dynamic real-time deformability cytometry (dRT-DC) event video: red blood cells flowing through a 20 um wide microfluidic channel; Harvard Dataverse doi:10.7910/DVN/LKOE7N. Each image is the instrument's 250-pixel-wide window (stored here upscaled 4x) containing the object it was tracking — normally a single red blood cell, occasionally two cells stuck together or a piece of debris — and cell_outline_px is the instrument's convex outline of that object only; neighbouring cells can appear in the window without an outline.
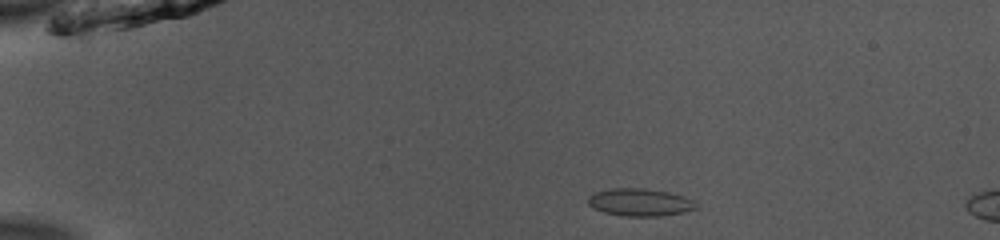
{"species": "common noctule bat (a hibernating species)", "species_latin": "Nyctalus noctula", "temperature_condition": "room temperature", "stored_images_in_passage": 6, "camera_frame_rate_fps": 3000, "um_per_image_px": 0.085, "animal": {"sex": "male", "body_mass_g": 13.0, "forearm_length_mm": 53.1}, "frame": {"image": 1, "passage_image": 1, "time_ms": 0.0, "image_size_px": [1000, 240], "cell_outline_px": [[696, 208], [684, 212], [660, 216], [624, 216], [604, 212], [592, 208], [588, 204], [588, 196], [596, 192], [612, 188], [644, 188], [668, 192], [684, 196], [692, 200], [696, 204]], "centroid_in_image_um": [54.37, 17.19], "position_along_channel_um": 30.6, "area_um2": 17.28}}